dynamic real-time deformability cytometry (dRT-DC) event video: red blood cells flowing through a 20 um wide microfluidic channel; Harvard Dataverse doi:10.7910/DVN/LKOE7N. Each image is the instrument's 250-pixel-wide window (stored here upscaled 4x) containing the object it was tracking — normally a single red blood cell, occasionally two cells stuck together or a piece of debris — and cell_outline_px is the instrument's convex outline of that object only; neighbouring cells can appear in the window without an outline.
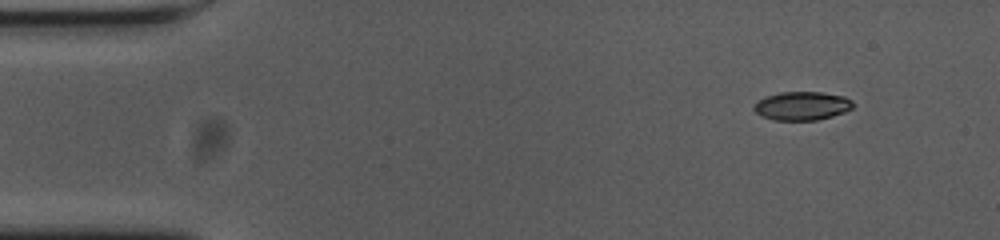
{"species": "common noctule bat (a hibernating species)", "species_latin": "Nyctalus noctula", "temperature_condition": "cold", "stored_images_in_passage": 49, "camera_frame_rate_fps": 3000, "um_per_image_px": 0.085, "animal": {"sex": "female", "body_mass_g": 23.0, "forearm_length_mm": 53.4}, "frame": {"image": 1, "passage_image": 1, "time_ms": 0.0, "image_size_px": [1000, 240], "cell_outline_px": [[852, 108], [844, 112], [832, 116], [816, 120], [772, 120], [756, 112], [752, 108], [760, 100], [768, 96], [780, 92], [820, 92], [844, 96], [852, 100]], "centroid_in_image_um": [68.19, 9.0], "position_along_channel_um": 16.8, "area_um2": 16.24}}
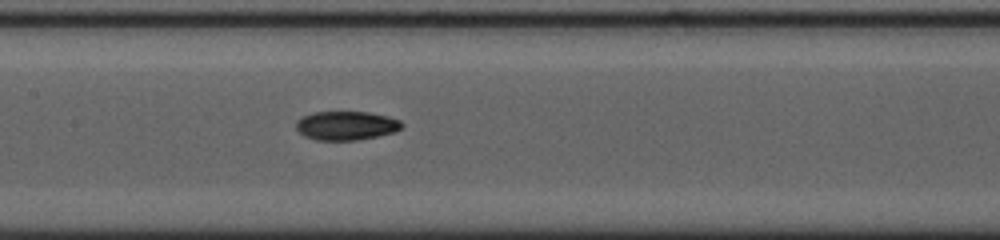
{"frame": {"image": 2, "passage_image": 22, "time_ms": 7.0, "image_size_px": [1000, 240], "cell_outline_px": [[404, 124], [396, 132], [356, 140], [316, 140], [304, 136], [296, 128], [296, 120], [300, 116], [312, 112], [368, 112], [388, 116], [400, 120]], "centroid_in_image_um": [29.41, 10.67], "position_along_channel_um": 178.0, "area_um2": 17.92}}
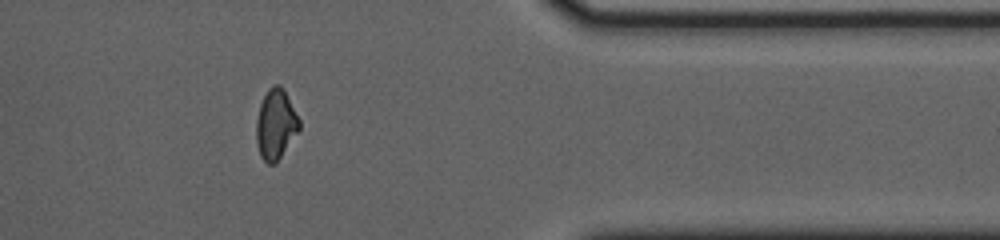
{"frame": {"image": 3, "passage_image": 41, "time_ms": 13.333, "image_size_px": [1000, 240], "cell_outline_px": [[300, 128], [276, 164], [268, 164], [260, 156], [256, 144], [256, 120], [260, 104], [268, 88], [272, 84], [280, 84], [284, 88], [300, 120]], "centroid_in_image_um": [23.43, 10.56], "position_along_channel_um": 388.0, "area_um2": 17.74}}